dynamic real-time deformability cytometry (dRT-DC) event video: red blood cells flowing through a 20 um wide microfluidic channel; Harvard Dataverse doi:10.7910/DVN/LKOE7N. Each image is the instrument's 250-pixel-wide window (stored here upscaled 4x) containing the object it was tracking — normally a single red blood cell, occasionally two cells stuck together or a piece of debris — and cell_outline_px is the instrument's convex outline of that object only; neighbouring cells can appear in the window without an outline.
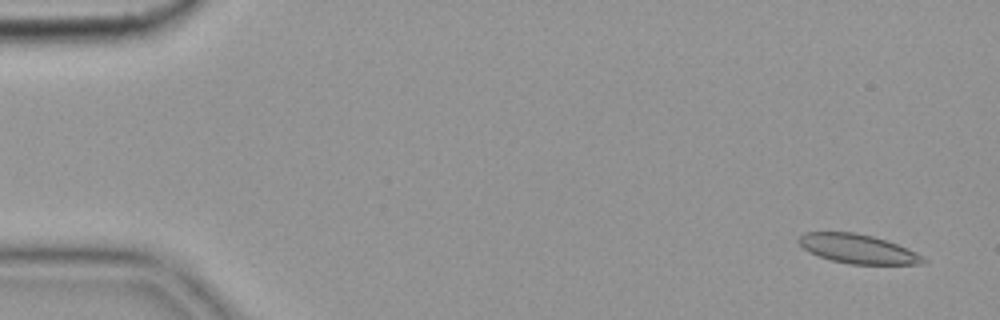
{"species": "common noctule bat (a hibernating species)", "species_latin": "Nyctalus noctula", "temperature_condition": "cold", "stored_images_in_passage": 56, "camera_frame_rate_fps": 3000, "um_per_image_px": 0.085, "animal": {"sex": "female", "body_mass_g": 19.9}, "frame": {"image": 1, "passage_image": 3, "time_ms": 0.667, "image_size_px": [1000, 320], "cell_outline_px": [[928, 260], [920, 264], [852, 264], [832, 260], [808, 252], [796, 240], [804, 232], [852, 232], [872, 236], [896, 244], [916, 252]], "centroid_in_image_um": [72.89, 21.15], "position_along_channel_um": 12.1, "area_um2": 20.87}}
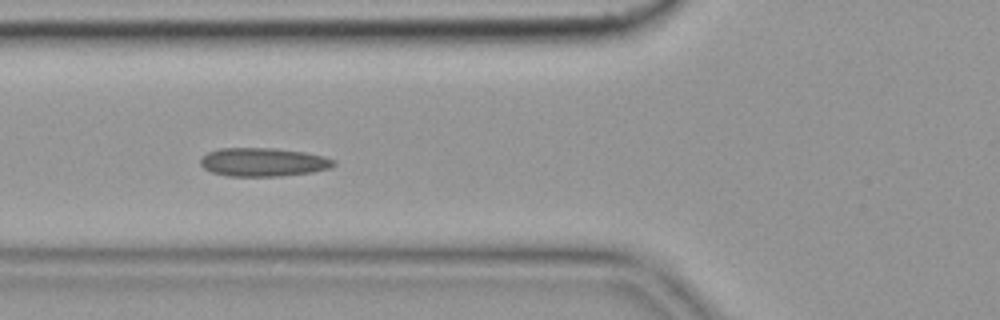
{"frame": {"image": 2, "passage_image": 21, "time_ms": 6.667, "image_size_px": [1000, 320], "cell_outline_px": [[336, 164], [328, 168], [312, 172], [280, 176], [228, 176], [212, 172], [204, 168], [200, 164], [200, 160], [208, 152], [220, 148], [272, 148], [304, 152], [324, 156], [336, 160]], "centroid_in_image_um": [22.38, 13.78], "position_along_channel_um": 103.4, "area_um2": 22.08}}
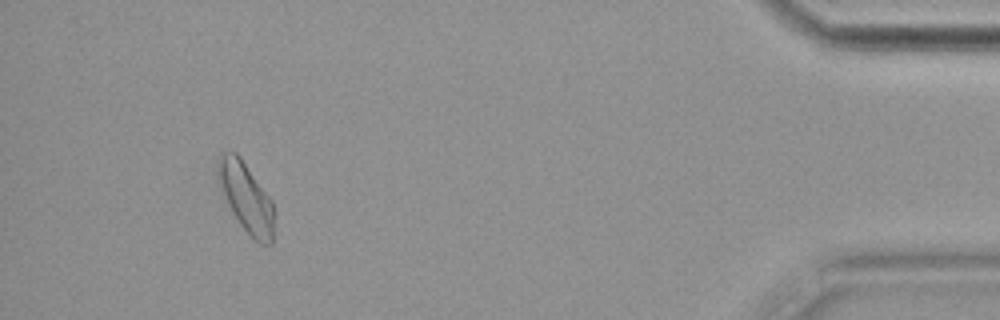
{"frame": {"image": 3, "passage_image": 52, "time_ms": 17.0, "image_size_px": [1000, 320], "cell_outline_px": [[272, 244], [260, 244], [240, 224], [228, 208], [220, 188], [216, 176], [216, 160], [224, 152], [236, 152], [240, 156], [272, 200]], "centroid_in_image_um": [20.85, 16.72], "position_along_channel_um": 414.3, "area_um2": 22.6}, "authors_computed_cell_mechanics": {"area_um2": 21.386, "velocity_mm_per_s": 3.6064, "shape_relaxation_time_tau1_ms": null, "shape_relaxation_time_tau2_ms": 3.4288, "deformation_change_tau1": null, "deformation_change_tau2": 0.0932}}